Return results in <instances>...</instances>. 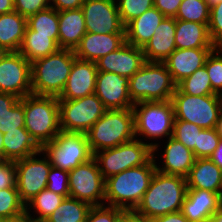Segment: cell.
<instances>
[{
	"instance_id": "obj_1",
	"label": "cell",
	"mask_w": 222,
	"mask_h": 222,
	"mask_svg": "<svg viewBox=\"0 0 222 222\" xmlns=\"http://www.w3.org/2000/svg\"><path fill=\"white\" fill-rule=\"evenodd\" d=\"M187 189L186 178L156 170L136 210L150 221L159 216L179 212Z\"/></svg>"
},
{
	"instance_id": "obj_2",
	"label": "cell",
	"mask_w": 222,
	"mask_h": 222,
	"mask_svg": "<svg viewBox=\"0 0 222 222\" xmlns=\"http://www.w3.org/2000/svg\"><path fill=\"white\" fill-rule=\"evenodd\" d=\"M153 157L144 165L127 169L105 179V204L136 209L155 174Z\"/></svg>"
},
{
	"instance_id": "obj_3",
	"label": "cell",
	"mask_w": 222,
	"mask_h": 222,
	"mask_svg": "<svg viewBox=\"0 0 222 222\" xmlns=\"http://www.w3.org/2000/svg\"><path fill=\"white\" fill-rule=\"evenodd\" d=\"M132 109L136 139L153 148L161 138L160 142L172 137L175 119L172 100L137 102Z\"/></svg>"
},
{
	"instance_id": "obj_4",
	"label": "cell",
	"mask_w": 222,
	"mask_h": 222,
	"mask_svg": "<svg viewBox=\"0 0 222 222\" xmlns=\"http://www.w3.org/2000/svg\"><path fill=\"white\" fill-rule=\"evenodd\" d=\"M75 58L74 50L60 48L53 54L31 62L32 94L58 97Z\"/></svg>"
},
{
	"instance_id": "obj_5",
	"label": "cell",
	"mask_w": 222,
	"mask_h": 222,
	"mask_svg": "<svg viewBox=\"0 0 222 222\" xmlns=\"http://www.w3.org/2000/svg\"><path fill=\"white\" fill-rule=\"evenodd\" d=\"M85 134L92 154L134 140L133 109L106 110Z\"/></svg>"
},
{
	"instance_id": "obj_6",
	"label": "cell",
	"mask_w": 222,
	"mask_h": 222,
	"mask_svg": "<svg viewBox=\"0 0 222 222\" xmlns=\"http://www.w3.org/2000/svg\"><path fill=\"white\" fill-rule=\"evenodd\" d=\"M25 128L42 148L61 132L56 96L29 94L24 97Z\"/></svg>"
},
{
	"instance_id": "obj_7",
	"label": "cell",
	"mask_w": 222,
	"mask_h": 222,
	"mask_svg": "<svg viewBox=\"0 0 222 222\" xmlns=\"http://www.w3.org/2000/svg\"><path fill=\"white\" fill-rule=\"evenodd\" d=\"M176 88L177 84L163 62H145L128 83L133 103L171 100Z\"/></svg>"
},
{
	"instance_id": "obj_8",
	"label": "cell",
	"mask_w": 222,
	"mask_h": 222,
	"mask_svg": "<svg viewBox=\"0 0 222 222\" xmlns=\"http://www.w3.org/2000/svg\"><path fill=\"white\" fill-rule=\"evenodd\" d=\"M104 179L127 169L146 164L153 157V148L139 139L93 154Z\"/></svg>"
},
{
	"instance_id": "obj_9",
	"label": "cell",
	"mask_w": 222,
	"mask_h": 222,
	"mask_svg": "<svg viewBox=\"0 0 222 222\" xmlns=\"http://www.w3.org/2000/svg\"><path fill=\"white\" fill-rule=\"evenodd\" d=\"M41 150L52 166L66 171L73 170L93 157L85 133L61 131Z\"/></svg>"
},
{
	"instance_id": "obj_10",
	"label": "cell",
	"mask_w": 222,
	"mask_h": 222,
	"mask_svg": "<svg viewBox=\"0 0 222 222\" xmlns=\"http://www.w3.org/2000/svg\"><path fill=\"white\" fill-rule=\"evenodd\" d=\"M106 110L95 93L73 100H59L61 131L86 133Z\"/></svg>"
},
{
	"instance_id": "obj_11",
	"label": "cell",
	"mask_w": 222,
	"mask_h": 222,
	"mask_svg": "<svg viewBox=\"0 0 222 222\" xmlns=\"http://www.w3.org/2000/svg\"><path fill=\"white\" fill-rule=\"evenodd\" d=\"M171 100L174 106V120L191 122L203 129L216 127L220 114L217 94L192 96L176 88Z\"/></svg>"
},
{
	"instance_id": "obj_12",
	"label": "cell",
	"mask_w": 222,
	"mask_h": 222,
	"mask_svg": "<svg viewBox=\"0 0 222 222\" xmlns=\"http://www.w3.org/2000/svg\"><path fill=\"white\" fill-rule=\"evenodd\" d=\"M69 197L91 206L105 204V179L94 157L69 171Z\"/></svg>"
},
{
	"instance_id": "obj_13",
	"label": "cell",
	"mask_w": 222,
	"mask_h": 222,
	"mask_svg": "<svg viewBox=\"0 0 222 222\" xmlns=\"http://www.w3.org/2000/svg\"><path fill=\"white\" fill-rule=\"evenodd\" d=\"M16 188L20 199L26 205L43 189L47 188L51 169L49 158L41 150L32 156L15 161Z\"/></svg>"
},
{
	"instance_id": "obj_14",
	"label": "cell",
	"mask_w": 222,
	"mask_h": 222,
	"mask_svg": "<svg viewBox=\"0 0 222 222\" xmlns=\"http://www.w3.org/2000/svg\"><path fill=\"white\" fill-rule=\"evenodd\" d=\"M0 92L19 99L32 94L31 63L20 52H7L0 60Z\"/></svg>"
},
{
	"instance_id": "obj_15",
	"label": "cell",
	"mask_w": 222,
	"mask_h": 222,
	"mask_svg": "<svg viewBox=\"0 0 222 222\" xmlns=\"http://www.w3.org/2000/svg\"><path fill=\"white\" fill-rule=\"evenodd\" d=\"M86 31L90 33H125L116 0H85L82 4Z\"/></svg>"
},
{
	"instance_id": "obj_16",
	"label": "cell",
	"mask_w": 222,
	"mask_h": 222,
	"mask_svg": "<svg viewBox=\"0 0 222 222\" xmlns=\"http://www.w3.org/2000/svg\"><path fill=\"white\" fill-rule=\"evenodd\" d=\"M161 145L163 149L161 148ZM159 150L163 154L161 153L160 155ZM159 158L161 160L158 163ZM153 159L157 171L164 174L178 175L186 178L190 169L194 165L196 157L194 156L193 151L185 147L173 137H169L165 140V142L163 140V142H159L153 147Z\"/></svg>"
},
{
	"instance_id": "obj_17",
	"label": "cell",
	"mask_w": 222,
	"mask_h": 222,
	"mask_svg": "<svg viewBox=\"0 0 222 222\" xmlns=\"http://www.w3.org/2000/svg\"><path fill=\"white\" fill-rule=\"evenodd\" d=\"M129 79L112 72L98 71L95 94L107 110L133 108L128 92Z\"/></svg>"
},
{
	"instance_id": "obj_18",
	"label": "cell",
	"mask_w": 222,
	"mask_h": 222,
	"mask_svg": "<svg viewBox=\"0 0 222 222\" xmlns=\"http://www.w3.org/2000/svg\"><path fill=\"white\" fill-rule=\"evenodd\" d=\"M143 49L127 42L96 61L98 71L112 72L128 79L145 63Z\"/></svg>"
},
{
	"instance_id": "obj_19",
	"label": "cell",
	"mask_w": 222,
	"mask_h": 222,
	"mask_svg": "<svg viewBox=\"0 0 222 222\" xmlns=\"http://www.w3.org/2000/svg\"><path fill=\"white\" fill-rule=\"evenodd\" d=\"M97 73L96 62L75 58L63 91L57 97L58 100H73L93 94Z\"/></svg>"
},
{
	"instance_id": "obj_20",
	"label": "cell",
	"mask_w": 222,
	"mask_h": 222,
	"mask_svg": "<svg viewBox=\"0 0 222 222\" xmlns=\"http://www.w3.org/2000/svg\"><path fill=\"white\" fill-rule=\"evenodd\" d=\"M222 206V193L187 189L181 212L190 222H206Z\"/></svg>"
},
{
	"instance_id": "obj_21",
	"label": "cell",
	"mask_w": 222,
	"mask_h": 222,
	"mask_svg": "<svg viewBox=\"0 0 222 222\" xmlns=\"http://www.w3.org/2000/svg\"><path fill=\"white\" fill-rule=\"evenodd\" d=\"M214 48L175 49L164 61L173 81L178 84L205 65Z\"/></svg>"
},
{
	"instance_id": "obj_22",
	"label": "cell",
	"mask_w": 222,
	"mask_h": 222,
	"mask_svg": "<svg viewBox=\"0 0 222 222\" xmlns=\"http://www.w3.org/2000/svg\"><path fill=\"white\" fill-rule=\"evenodd\" d=\"M126 42L125 33L99 34L87 32L75 48L76 58L96 62Z\"/></svg>"
},
{
	"instance_id": "obj_23",
	"label": "cell",
	"mask_w": 222,
	"mask_h": 222,
	"mask_svg": "<svg viewBox=\"0 0 222 222\" xmlns=\"http://www.w3.org/2000/svg\"><path fill=\"white\" fill-rule=\"evenodd\" d=\"M176 19L165 17L142 48L146 62H163L175 49Z\"/></svg>"
},
{
	"instance_id": "obj_24",
	"label": "cell",
	"mask_w": 222,
	"mask_h": 222,
	"mask_svg": "<svg viewBox=\"0 0 222 222\" xmlns=\"http://www.w3.org/2000/svg\"><path fill=\"white\" fill-rule=\"evenodd\" d=\"M188 189L222 193V169L210 158H198L186 177Z\"/></svg>"
},
{
	"instance_id": "obj_25",
	"label": "cell",
	"mask_w": 222,
	"mask_h": 222,
	"mask_svg": "<svg viewBox=\"0 0 222 222\" xmlns=\"http://www.w3.org/2000/svg\"><path fill=\"white\" fill-rule=\"evenodd\" d=\"M164 18L156 7L148 9L125 25L126 42L143 48Z\"/></svg>"
},
{
	"instance_id": "obj_26",
	"label": "cell",
	"mask_w": 222,
	"mask_h": 222,
	"mask_svg": "<svg viewBox=\"0 0 222 222\" xmlns=\"http://www.w3.org/2000/svg\"><path fill=\"white\" fill-rule=\"evenodd\" d=\"M58 18L59 47L75 50L80 44L82 37L87 33L82 9L58 11Z\"/></svg>"
},
{
	"instance_id": "obj_27",
	"label": "cell",
	"mask_w": 222,
	"mask_h": 222,
	"mask_svg": "<svg viewBox=\"0 0 222 222\" xmlns=\"http://www.w3.org/2000/svg\"><path fill=\"white\" fill-rule=\"evenodd\" d=\"M175 45L177 49L215 48L206 24L176 19Z\"/></svg>"
},
{
	"instance_id": "obj_28",
	"label": "cell",
	"mask_w": 222,
	"mask_h": 222,
	"mask_svg": "<svg viewBox=\"0 0 222 222\" xmlns=\"http://www.w3.org/2000/svg\"><path fill=\"white\" fill-rule=\"evenodd\" d=\"M4 137V159L7 161H17L25 157L32 156L41 151V147L36 143L25 127L8 131Z\"/></svg>"
},
{
	"instance_id": "obj_29",
	"label": "cell",
	"mask_w": 222,
	"mask_h": 222,
	"mask_svg": "<svg viewBox=\"0 0 222 222\" xmlns=\"http://www.w3.org/2000/svg\"><path fill=\"white\" fill-rule=\"evenodd\" d=\"M27 27V18L13 11L0 14V46L8 52H19Z\"/></svg>"
},
{
	"instance_id": "obj_30",
	"label": "cell",
	"mask_w": 222,
	"mask_h": 222,
	"mask_svg": "<svg viewBox=\"0 0 222 222\" xmlns=\"http://www.w3.org/2000/svg\"><path fill=\"white\" fill-rule=\"evenodd\" d=\"M60 49L51 35L37 34L26 27L24 39L19 52L31 63L36 59L46 57Z\"/></svg>"
},
{
	"instance_id": "obj_31",
	"label": "cell",
	"mask_w": 222,
	"mask_h": 222,
	"mask_svg": "<svg viewBox=\"0 0 222 222\" xmlns=\"http://www.w3.org/2000/svg\"><path fill=\"white\" fill-rule=\"evenodd\" d=\"M64 199L65 197L58 193L43 189L25 205L26 219L29 222H44Z\"/></svg>"
},
{
	"instance_id": "obj_32",
	"label": "cell",
	"mask_w": 222,
	"mask_h": 222,
	"mask_svg": "<svg viewBox=\"0 0 222 222\" xmlns=\"http://www.w3.org/2000/svg\"><path fill=\"white\" fill-rule=\"evenodd\" d=\"M90 208L87 202L68 197L44 222H85Z\"/></svg>"
},
{
	"instance_id": "obj_33",
	"label": "cell",
	"mask_w": 222,
	"mask_h": 222,
	"mask_svg": "<svg viewBox=\"0 0 222 222\" xmlns=\"http://www.w3.org/2000/svg\"><path fill=\"white\" fill-rule=\"evenodd\" d=\"M27 27L37 34L51 35V39L58 43L59 18L58 11L49 7L27 18Z\"/></svg>"
},
{
	"instance_id": "obj_34",
	"label": "cell",
	"mask_w": 222,
	"mask_h": 222,
	"mask_svg": "<svg viewBox=\"0 0 222 222\" xmlns=\"http://www.w3.org/2000/svg\"><path fill=\"white\" fill-rule=\"evenodd\" d=\"M177 88L185 94L192 96H204L216 94L211 86L206 67L197 69L193 74L184 78L177 84Z\"/></svg>"
},
{
	"instance_id": "obj_35",
	"label": "cell",
	"mask_w": 222,
	"mask_h": 222,
	"mask_svg": "<svg viewBox=\"0 0 222 222\" xmlns=\"http://www.w3.org/2000/svg\"><path fill=\"white\" fill-rule=\"evenodd\" d=\"M175 19L209 25L210 8L205 0H183Z\"/></svg>"
},
{
	"instance_id": "obj_36",
	"label": "cell",
	"mask_w": 222,
	"mask_h": 222,
	"mask_svg": "<svg viewBox=\"0 0 222 222\" xmlns=\"http://www.w3.org/2000/svg\"><path fill=\"white\" fill-rule=\"evenodd\" d=\"M25 204L17 188L0 190V217L5 220L25 217Z\"/></svg>"
},
{
	"instance_id": "obj_37",
	"label": "cell",
	"mask_w": 222,
	"mask_h": 222,
	"mask_svg": "<svg viewBox=\"0 0 222 222\" xmlns=\"http://www.w3.org/2000/svg\"><path fill=\"white\" fill-rule=\"evenodd\" d=\"M203 128L184 120H174L172 137L193 151L198 159V135Z\"/></svg>"
},
{
	"instance_id": "obj_38",
	"label": "cell",
	"mask_w": 222,
	"mask_h": 222,
	"mask_svg": "<svg viewBox=\"0 0 222 222\" xmlns=\"http://www.w3.org/2000/svg\"><path fill=\"white\" fill-rule=\"evenodd\" d=\"M24 97L19 99L8 111L0 113V132L17 130L25 127Z\"/></svg>"
},
{
	"instance_id": "obj_39",
	"label": "cell",
	"mask_w": 222,
	"mask_h": 222,
	"mask_svg": "<svg viewBox=\"0 0 222 222\" xmlns=\"http://www.w3.org/2000/svg\"><path fill=\"white\" fill-rule=\"evenodd\" d=\"M124 25L154 6V0H116Z\"/></svg>"
},
{
	"instance_id": "obj_40",
	"label": "cell",
	"mask_w": 222,
	"mask_h": 222,
	"mask_svg": "<svg viewBox=\"0 0 222 222\" xmlns=\"http://www.w3.org/2000/svg\"><path fill=\"white\" fill-rule=\"evenodd\" d=\"M213 91L222 92V47H215L208 55L205 65Z\"/></svg>"
},
{
	"instance_id": "obj_41",
	"label": "cell",
	"mask_w": 222,
	"mask_h": 222,
	"mask_svg": "<svg viewBox=\"0 0 222 222\" xmlns=\"http://www.w3.org/2000/svg\"><path fill=\"white\" fill-rule=\"evenodd\" d=\"M65 198L69 197V171L51 166L48 174L47 188Z\"/></svg>"
},
{
	"instance_id": "obj_42",
	"label": "cell",
	"mask_w": 222,
	"mask_h": 222,
	"mask_svg": "<svg viewBox=\"0 0 222 222\" xmlns=\"http://www.w3.org/2000/svg\"><path fill=\"white\" fill-rule=\"evenodd\" d=\"M220 141L215 128L202 129L198 135V158H210Z\"/></svg>"
},
{
	"instance_id": "obj_43",
	"label": "cell",
	"mask_w": 222,
	"mask_h": 222,
	"mask_svg": "<svg viewBox=\"0 0 222 222\" xmlns=\"http://www.w3.org/2000/svg\"><path fill=\"white\" fill-rule=\"evenodd\" d=\"M121 208L110 205L91 206L85 222H117Z\"/></svg>"
},
{
	"instance_id": "obj_44",
	"label": "cell",
	"mask_w": 222,
	"mask_h": 222,
	"mask_svg": "<svg viewBox=\"0 0 222 222\" xmlns=\"http://www.w3.org/2000/svg\"><path fill=\"white\" fill-rule=\"evenodd\" d=\"M208 31L213 45L222 47V2L210 8Z\"/></svg>"
},
{
	"instance_id": "obj_45",
	"label": "cell",
	"mask_w": 222,
	"mask_h": 222,
	"mask_svg": "<svg viewBox=\"0 0 222 222\" xmlns=\"http://www.w3.org/2000/svg\"><path fill=\"white\" fill-rule=\"evenodd\" d=\"M50 7V0H14L15 11L25 18Z\"/></svg>"
},
{
	"instance_id": "obj_46",
	"label": "cell",
	"mask_w": 222,
	"mask_h": 222,
	"mask_svg": "<svg viewBox=\"0 0 222 222\" xmlns=\"http://www.w3.org/2000/svg\"><path fill=\"white\" fill-rule=\"evenodd\" d=\"M15 161H5L0 165V190L16 188Z\"/></svg>"
},
{
	"instance_id": "obj_47",
	"label": "cell",
	"mask_w": 222,
	"mask_h": 222,
	"mask_svg": "<svg viewBox=\"0 0 222 222\" xmlns=\"http://www.w3.org/2000/svg\"><path fill=\"white\" fill-rule=\"evenodd\" d=\"M183 0H154L156 7L165 17H176Z\"/></svg>"
},
{
	"instance_id": "obj_48",
	"label": "cell",
	"mask_w": 222,
	"mask_h": 222,
	"mask_svg": "<svg viewBox=\"0 0 222 222\" xmlns=\"http://www.w3.org/2000/svg\"><path fill=\"white\" fill-rule=\"evenodd\" d=\"M117 222H151L136 209H121Z\"/></svg>"
},
{
	"instance_id": "obj_49",
	"label": "cell",
	"mask_w": 222,
	"mask_h": 222,
	"mask_svg": "<svg viewBox=\"0 0 222 222\" xmlns=\"http://www.w3.org/2000/svg\"><path fill=\"white\" fill-rule=\"evenodd\" d=\"M85 0H50V7L57 11L78 9L82 7Z\"/></svg>"
},
{
	"instance_id": "obj_50",
	"label": "cell",
	"mask_w": 222,
	"mask_h": 222,
	"mask_svg": "<svg viewBox=\"0 0 222 222\" xmlns=\"http://www.w3.org/2000/svg\"><path fill=\"white\" fill-rule=\"evenodd\" d=\"M151 222H190L181 211L169 213L164 216H159L151 220Z\"/></svg>"
},
{
	"instance_id": "obj_51",
	"label": "cell",
	"mask_w": 222,
	"mask_h": 222,
	"mask_svg": "<svg viewBox=\"0 0 222 222\" xmlns=\"http://www.w3.org/2000/svg\"><path fill=\"white\" fill-rule=\"evenodd\" d=\"M18 100L15 95L0 92V113L8 111Z\"/></svg>"
},
{
	"instance_id": "obj_52",
	"label": "cell",
	"mask_w": 222,
	"mask_h": 222,
	"mask_svg": "<svg viewBox=\"0 0 222 222\" xmlns=\"http://www.w3.org/2000/svg\"><path fill=\"white\" fill-rule=\"evenodd\" d=\"M210 159L222 169V139L218 144V147L215 149L213 154L210 156Z\"/></svg>"
},
{
	"instance_id": "obj_53",
	"label": "cell",
	"mask_w": 222,
	"mask_h": 222,
	"mask_svg": "<svg viewBox=\"0 0 222 222\" xmlns=\"http://www.w3.org/2000/svg\"><path fill=\"white\" fill-rule=\"evenodd\" d=\"M15 11L14 0H0V14H7Z\"/></svg>"
},
{
	"instance_id": "obj_54",
	"label": "cell",
	"mask_w": 222,
	"mask_h": 222,
	"mask_svg": "<svg viewBox=\"0 0 222 222\" xmlns=\"http://www.w3.org/2000/svg\"><path fill=\"white\" fill-rule=\"evenodd\" d=\"M214 222H222V206L219 208L217 212L212 215L211 218Z\"/></svg>"
},
{
	"instance_id": "obj_55",
	"label": "cell",
	"mask_w": 222,
	"mask_h": 222,
	"mask_svg": "<svg viewBox=\"0 0 222 222\" xmlns=\"http://www.w3.org/2000/svg\"><path fill=\"white\" fill-rule=\"evenodd\" d=\"M218 135L221 137L222 139V114H219V118L215 127Z\"/></svg>"
},
{
	"instance_id": "obj_56",
	"label": "cell",
	"mask_w": 222,
	"mask_h": 222,
	"mask_svg": "<svg viewBox=\"0 0 222 222\" xmlns=\"http://www.w3.org/2000/svg\"><path fill=\"white\" fill-rule=\"evenodd\" d=\"M4 137H3V133L0 132V154L4 157Z\"/></svg>"
},
{
	"instance_id": "obj_57",
	"label": "cell",
	"mask_w": 222,
	"mask_h": 222,
	"mask_svg": "<svg viewBox=\"0 0 222 222\" xmlns=\"http://www.w3.org/2000/svg\"><path fill=\"white\" fill-rule=\"evenodd\" d=\"M3 222H29L25 217L11 219V220H4Z\"/></svg>"
},
{
	"instance_id": "obj_58",
	"label": "cell",
	"mask_w": 222,
	"mask_h": 222,
	"mask_svg": "<svg viewBox=\"0 0 222 222\" xmlns=\"http://www.w3.org/2000/svg\"><path fill=\"white\" fill-rule=\"evenodd\" d=\"M208 4L209 8L217 5L218 3L222 2V0H205Z\"/></svg>"
},
{
	"instance_id": "obj_59",
	"label": "cell",
	"mask_w": 222,
	"mask_h": 222,
	"mask_svg": "<svg viewBox=\"0 0 222 222\" xmlns=\"http://www.w3.org/2000/svg\"><path fill=\"white\" fill-rule=\"evenodd\" d=\"M217 98H218V101H219L220 114H222V92L217 94Z\"/></svg>"
},
{
	"instance_id": "obj_60",
	"label": "cell",
	"mask_w": 222,
	"mask_h": 222,
	"mask_svg": "<svg viewBox=\"0 0 222 222\" xmlns=\"http://www.w3.org/2000/svg\"><path fill=\"white\" fill-rule=\"evenodd\" d=\"M8 51H6L2 46H0V60L5 56V54Z\"/></svg>"
},
{
	"instance_id": "obj_61",
	"label": "cell",
	"mask_w": 222,
	"mask_h": 222,
	"mask_svg": "<svg viewBox=\"0 0 222 222\" xmlns=\"http://www.w3.org/2000/svg\"><path fill=\"white\" fill-rule=\"evenodd\" d=\"M6 160L4 159V157L0 154V165L2 164V163H4Z\"/></svg>"
},
{
	"instance_id": "obj_62",
	"label": "cell",
	"mask_w": 222,
	"mask_h": 222,
	"mask_svg": "<svg viewBox=\"0 0 222 222\" xmlns=\"http://www.w3.org/2000/svg\"><path fill=\"white\" fill-rule=\"evenodd\" d=\"M5 219H3L2 217H0V222H3Z\"/></svg>"
},
{
	"instance_id": "obj_63",
	"label": "cell",
	"mask_w": 222,
	"mask_h": 222,
	"mask_svg": "<svg viewBox=\"0 0 222 222\" xmlns=\"http://www.w3.org/2000/svg\"><path fill=\"white\" fill-rule=\"evenodd\" d=\"M206 222H214L212 219H209L208 221H206Z\"/></svg>"
}]
</instances>
